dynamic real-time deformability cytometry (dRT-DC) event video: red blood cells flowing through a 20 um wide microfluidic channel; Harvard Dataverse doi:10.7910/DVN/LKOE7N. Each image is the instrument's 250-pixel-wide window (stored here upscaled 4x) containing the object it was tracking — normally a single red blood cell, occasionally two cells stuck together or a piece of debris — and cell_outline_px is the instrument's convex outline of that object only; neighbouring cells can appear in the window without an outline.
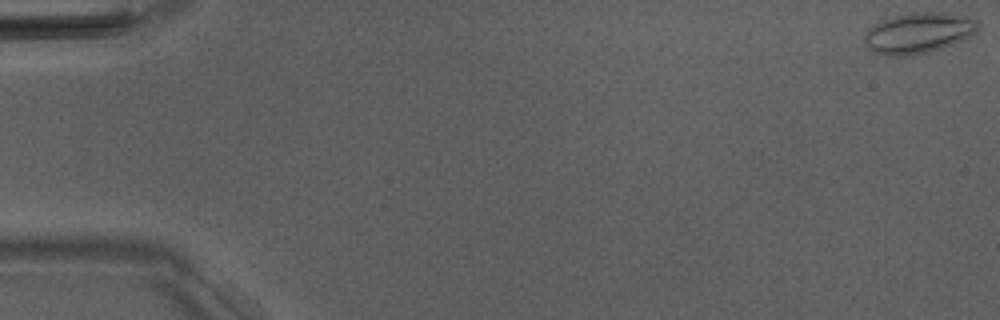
{"species": "Egyptian fruit bat (a non-hibernating species)", "species_latin": "Rousettus aegyptiacus", "temperature_condition": "room temperature", "stored_images_in_passage": 52, "camera_frame_rate_fps": 3000, "um_per_image_px": 0.085, "animal": {"sex": "male"}, "frame": {"image": 1, "passage_image": 1, "time_ms": 0.0, "image_size_px": [1000, 320], "cell_outline_px": [[980, 28], [976, 32], [952, 44], [928, 52], [912, 56], [888, 56], [872, 52], [864, 44], [864, 32], [868, 28], [880, 20], [912, 12], [944, 12], [964, 16], [980, 20]], "centroid_in_image_um": [78.04, 2.8], "position_along_channel_um": 7.0, "area_um2": 27.22}}
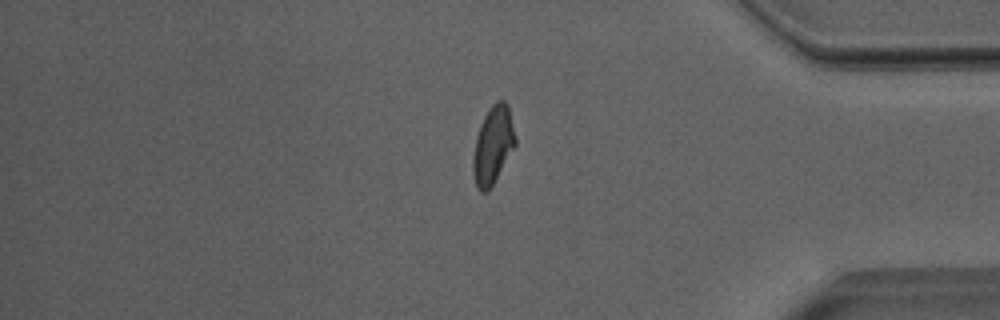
{"frame": {"image": 2, "passage_image": 44, "time_ms": 14.333, "image_size_px": [1000, 320], "cell_outline_px": [[516, 144], [492, 184], [484, 192], [480, 192], [476, 188], [472, 172], [472, 160], [476, 136], [480, 124], [488, 108], [496, 100], [504, 100], [508, 104], [516, 136]], "centroid_in_image_um": [41.89, 12.29], "position_along_channel_um": 393.3, "area_um2": 19.13}}
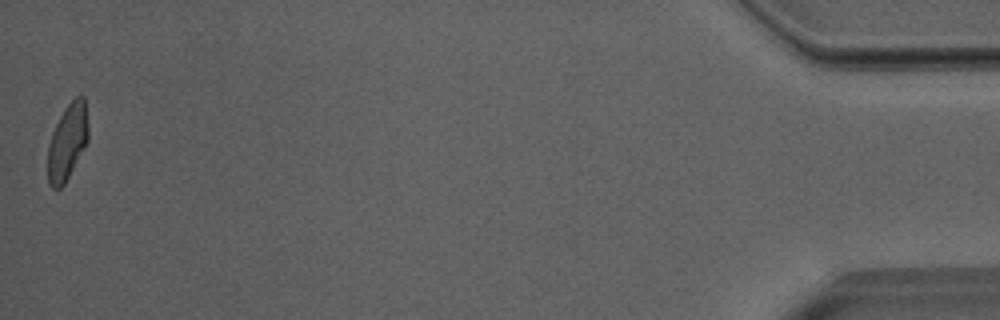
{"frame": {"image": 3, "passage_image": 52, "time_ms": 17.0, "image_size_px": [1000, 320], "cell_outline_px": [[88, 140], [84, 148], [64, 184], [60, 188], [52, 188], [48, 184], [48, 144], [52, 132], [64, 108], [76, 96], [84, 96], [88, 124]], "centroid_in_image_um": [5.72, 12.05], "position_along_channel_um": 429.5, "area_um2": 17.8}, "authors_computed_cell_mechanics": {"area_um2": 19.1607, "velocity_mm_per_s": 4.0118, "shape_relaxation_time_tau1_ms": null, "shape_relaxation_time_tau2_ms": 1.7819, "deformation_change_tau1": null, "deformation_change_tau2": 0.0777}}